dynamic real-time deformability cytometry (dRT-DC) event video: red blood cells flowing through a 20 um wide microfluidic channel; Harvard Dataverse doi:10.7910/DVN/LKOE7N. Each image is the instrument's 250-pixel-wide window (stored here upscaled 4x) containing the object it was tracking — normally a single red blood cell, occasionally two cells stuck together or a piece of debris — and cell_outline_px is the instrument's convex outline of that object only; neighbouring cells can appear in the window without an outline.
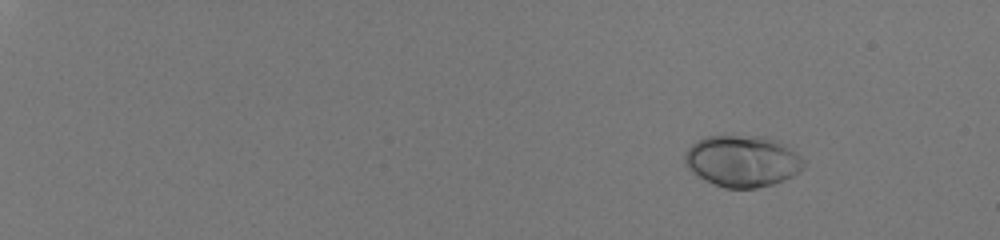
{"species": "human", "species_latin": "Homo sapiens", "temperature_condition": "room temperature", "stored_images_in_passage": 49, "camera_frame_rate_fps": 3000, "um_per_image_px": 0.085, "donor": {"sex": "male"}, "frame": {"image": 1, "passage_image": 1, "time_ms": 0.0, "image_size_px": [1000, 240], "cell_outline_px": [[804, 168], [800, 172], [784, 180], [772, 184], [756, 188], [724, 188], [704, 180], [692, 172], [684, 164], [684, 152], [696, 140], [704, 136], [768, 136], [780, 140], [800, 156], [804, 160]], "centroid_in_image_um": [63.1, 13.68], "position_along_channel_um": 21.9, "area_um2": 36.13}}
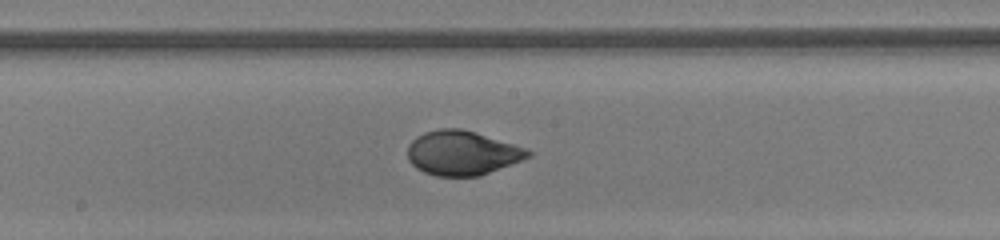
{"frame": {"image": 2, "passage_image": 29, "time_ms": 9.333, "image_size_px": [1000, 240], "cell_outline_px": [[532, 156], [480, 176], [436, 176], [424, 172], [416, 168], [408, 160], [408, 144], [416, 136], [424, 132], [440, 128], [460, 128], [476, 132], [528, 148], [532, 152]], "centroid_in_image_um": [39.29, 12.99], "position_along_channel_um": 208.9, "area_um2": 31.39}}
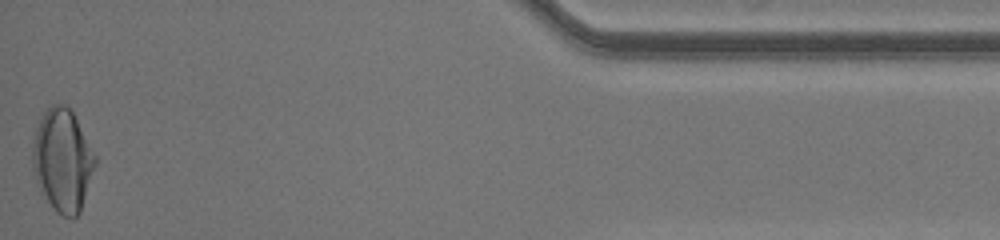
{"frame": {"image": 3, "passage_image": 49, "time_ms": 16.0, "image_size_px": [1000, 240], "cell_outline_px": [[96, 164], [80, 212], [76, 216], [64, 216], [56, 212], [40, 192], [32, 172], [32, 144], [36, 128], [44, 112], [52, 104], [64, 104], [72, 112], [96, 156]], "centroid_in_image_um": [5.29, 13.64], "position_along_channel_um": 429.9, "area_um2": 37.28}, "authors_computed_cell_mechanics": {"area_um2": 31.4432, "velocity_mm_per_s": 4.1162, "shape_relaxation_time_tau1_ms": 3.8122, "shape_relaxation_time_tau2_ms": null, "deformation_change_tau1": 0.1873, "deformation_change_tau2": null}}